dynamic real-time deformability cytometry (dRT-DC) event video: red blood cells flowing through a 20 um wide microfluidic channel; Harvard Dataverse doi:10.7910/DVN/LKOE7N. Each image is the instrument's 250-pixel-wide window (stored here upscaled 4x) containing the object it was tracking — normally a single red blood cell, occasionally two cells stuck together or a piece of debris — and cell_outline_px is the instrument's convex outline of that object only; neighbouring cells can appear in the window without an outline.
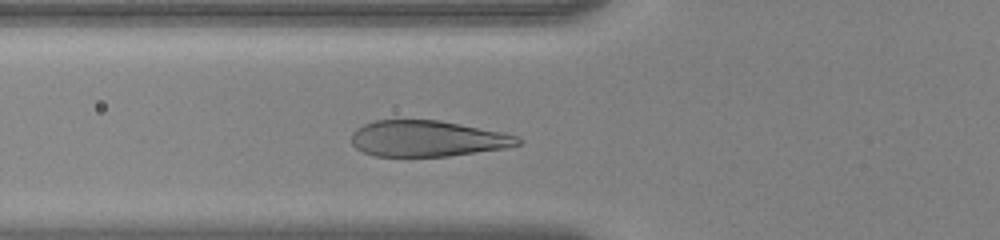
{"species": "human", "species_latin": "Homo sapiens", "temperature_condition": "warm", "stored_images_in_passage": 38, "camera_frame_rate_fps": 3000, "um_per_image_px": 0.085, "donor": {"sex": "female"}, "frame": {"image": 1, "passage_image": 12, "time_ms": 3.667, "image_size_px": [1000, 240], "cell_outline_px": [[524, 140], [520, 144], [508, 148], [448, 156], [376, 156], [364, 152], [356, 148], [352, 144], [352, 132], [356, 128], [364, 124], [376, 120], [440, 120], [520, 136]], "centroid_in_image_um": [36.36, 11.78], "position_along_channel_um": 89.4, "area_um2": 34.97}}
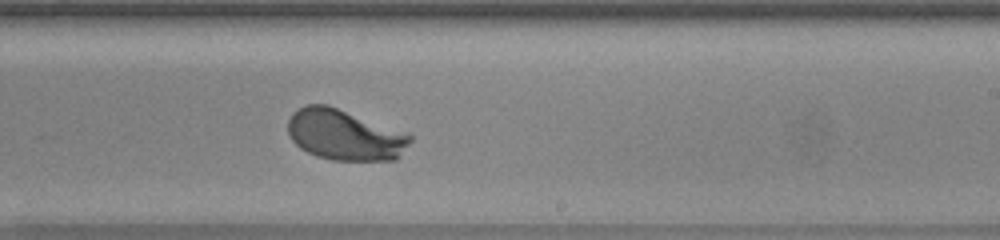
{"frame": {"image": 2, "passage_image": 25, "time_ms": 8.0, "image_size_px": [1000, 240], "cell_outline_px": [[412, 140], [396, 160], [332, 160], [316, 156], [300, 148], [288, 136], [288, 120], [292, 112], [304, 104], [328, 104], [412, 136]], "centroid_in_image_um": [29.23, 11.46], "position_along_channel_um": 259.8, "area_um2": 35.89}}
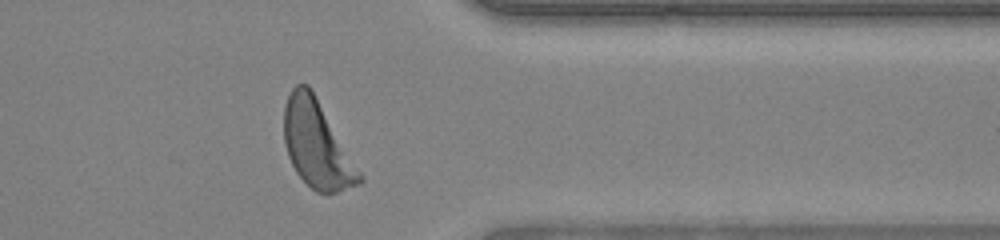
{"frame": {"image": 3, "passage_image": 35, "time_ms": 11.333, "image_size_px": [1000, 240], "cell_outline_px": [[364, 180], [360, 184], [336, 192], [316, 192], [296, 172], [288, 156], [284, 144], [284, 104], [292, 88], [296, 84], [308, 84], [360, 172]], "centroid_in_image_um": [26.89, 12.28], "position_along_channel_um": 384.5, "area_um2": 37.22}, "authors_computed_cell_mechanics": {"area_um2": 36.3562, "velocity_mm_per_s": 3.9242, "shape_relaxation_time_tau1_ms": 1.9689, "shape_relaxation_time_tau2_ms": null, "deformation_change_tau1": 0.1915, "deformation_change_tau2": null}}